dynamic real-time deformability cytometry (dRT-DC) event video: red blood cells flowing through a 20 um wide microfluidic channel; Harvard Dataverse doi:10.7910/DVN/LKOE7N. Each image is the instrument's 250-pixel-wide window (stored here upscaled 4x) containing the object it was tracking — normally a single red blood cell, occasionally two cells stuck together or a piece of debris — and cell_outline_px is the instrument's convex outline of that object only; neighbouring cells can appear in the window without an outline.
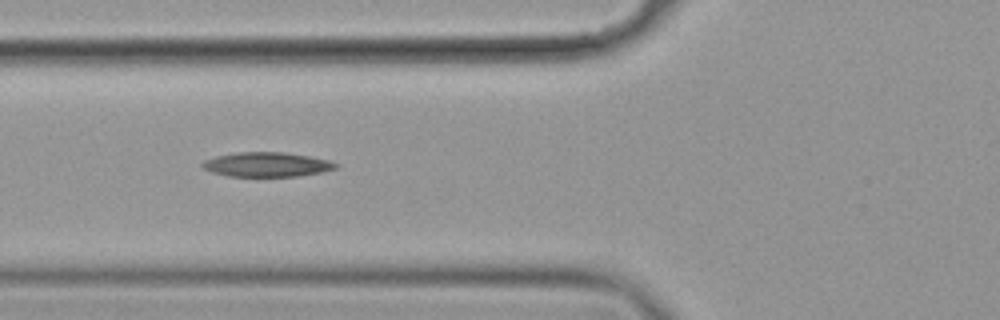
{"species": "common noctule bat (a hibernating species)", "species_latin": "Nyctalus noctula", "temperature_condition": "cold", "stored_images_in_passage": 11, "camera_frame_rate_fps": 3000, "um_per_image_px": 0.085, "animal": {"sex": "female", "body_mass_g": 19.9}, "frame": {"image": 1, "passage_image": 7, "time_ms": 2.0, "image_size_px": [1000, 320], "cell_outline_px": [[340, 164], [336, 168], [320, 172], [296, 176], [228, 176], [212, 172], [204, 168], [200, 164], [204, 160], [216, 156], [236, 152], [284, 152], [308, 156], [328, 160]], "centroid_in_image_um": [22.66, 13.97], "position_along_channel_um": 103.1, "area_um2": 18.9}}
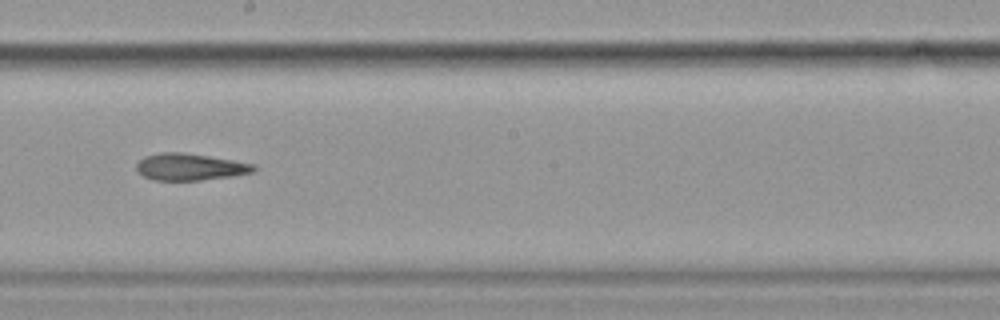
{"frame": {"image": 2, "passage_image": 10, "time_ms": 3.0, "image_size_px": [1000, 320], "cell_outline_px": [[256, 168], [252, 172], [232, 176], [200, 180], [152, 180], [144, 176], [136, 168], [136, 164], [144, 156], [160, 152], [180, 152], [208, 156], [256, 164]], "centroid_in_image_um": [16.13, 14.18], "position_along_channel_um": 232.1, "area_um2": 18.21}}
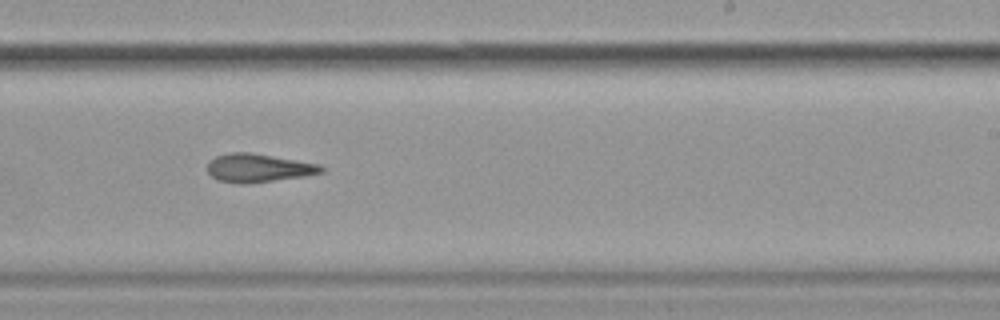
{"frame": {"image": 3, "passage_image": 11, "time_ms": 3.333, "image_size_px": [1000, 320], "cell_outline_px": [[324, 172], [304, 176], [248, 184], [240, 184], [220, 180], [212, 176], [208, 172], [208, 160], [216, 156], [228, 152], [248, 152], [320, 164], [324, 168]], "centroid_in_image_um": [21.95, 14.27], "position_along_channel_um": 267.1, "area_um2": 18.79}}